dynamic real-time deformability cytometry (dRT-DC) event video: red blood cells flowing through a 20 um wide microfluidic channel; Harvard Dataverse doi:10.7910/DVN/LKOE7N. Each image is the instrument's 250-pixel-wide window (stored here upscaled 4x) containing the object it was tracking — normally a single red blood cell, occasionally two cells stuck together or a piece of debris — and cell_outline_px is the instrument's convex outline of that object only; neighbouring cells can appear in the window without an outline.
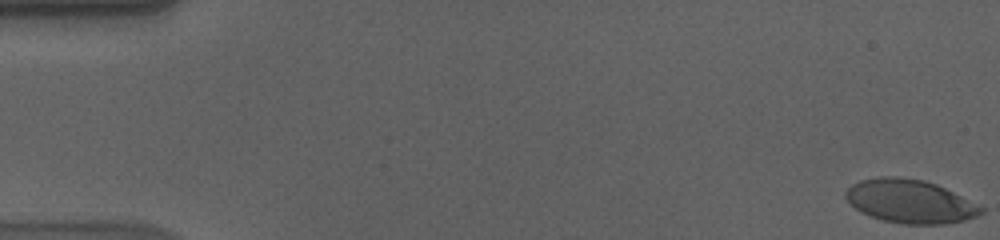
{"species": "human", "species_latin": "Homo sapiens", "temperature_condition": "cold", "stored_images_in_passage": 58, "camera_frame_rate_fps": 3000, "um_per_image_px": 0.085, "donor": {"sex": "male"}, "frame": {"image": 1, "passage_image": 1, "time_ms": 0.0, "image_size_px": [1000, 240], "cell_outline_px": [[984, 212], [976, 216], [964, 220], [944, 224], [904, 224], [884, 220], [860, 212], [844, 196], [844, 192], [852, 184], [860, 180], [880, 176], [896, 176], [924, 180], [936, 184], [984, 208]], "centroid_in_image_um": [77.32, 17.1], "position_along_channel_um": 7.7, "area_um2": 33.99}}
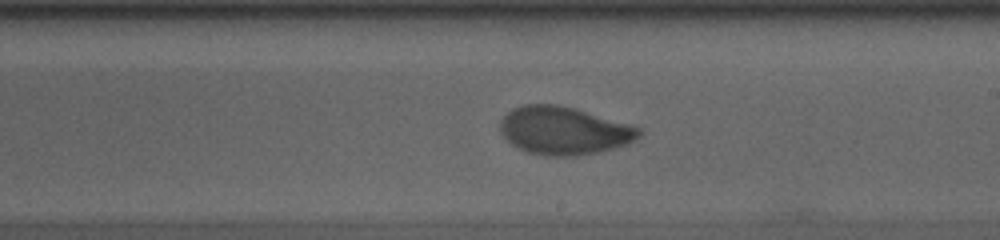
{"frame": {"image": 2, "passage_image": 34, "time_ms": 11.0, "image_size_px": [1000, 240], "cell_outline_px": [[644, 132], [636, 140], [628, 144], [600, 152], [576, 156], [544, 156], [528, 152], [512, 144], [500, 132], [500, 120], [512, 108], [520, 104], [560, 104], [632, 124], [640, 128]], "centroid_in_image_um": [47.97, 11.1], "position_along_channel_um": 241.0, "area_um2": 39.25}}
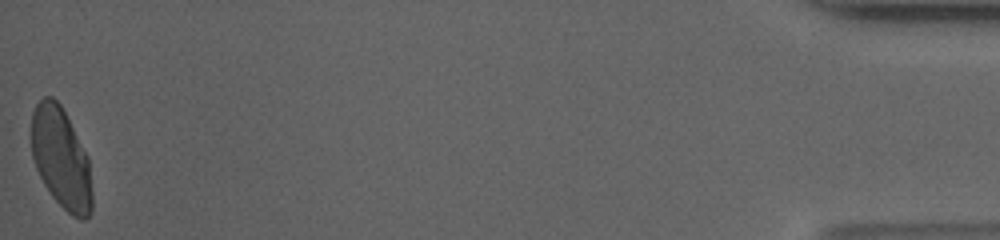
{"frame": {"image": 3, "passage_image": 58, "time_ms": 19.0, "image_size_px": [1000, 240], "cell_outline_px": [[92, 212], [84, 220], [80, 220], [72, 216], [52, 196], [44, 184], [36, 168], [32, 156], [32, 112], [36, 104], [44, 96], [52, 96], [60, 104], [88, 156], [92, 192]], "centroid_in_image_um": [5.2, 13.47], "position_along_channel_um": 430.0, "area_um2": 35.49}, "authors_computed_cell_mechanics": {"area_um2": 36.5585, "velocity_mm_per_s": 3.558, "shape_relaxation_time_tau1_ms": 5.2429, "shape_relaxation_time_tau2_ms": 1.2952, "deformation_change_tau1": 0.1659, "deformation_change_tau2": 0.0558}}